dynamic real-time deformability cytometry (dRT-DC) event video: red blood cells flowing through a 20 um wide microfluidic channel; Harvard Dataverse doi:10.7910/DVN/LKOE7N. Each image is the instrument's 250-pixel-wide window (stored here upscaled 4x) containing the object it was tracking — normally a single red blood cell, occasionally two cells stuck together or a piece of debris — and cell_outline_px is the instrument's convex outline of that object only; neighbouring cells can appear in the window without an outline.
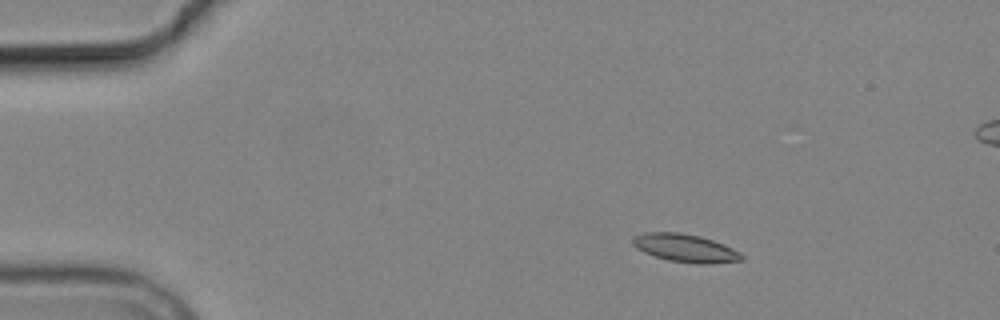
{"species": "common noctule bat (a hibernating species)", "species_latin": "Nyctalus noctula", "temperature_condition": "cold", "stored_images_in_passage": 5, "camera_frame_rate_fps": 3000, "um_per_image_px": 0.085, "animal": {"sex": "male", "body_mass_g": 19.2, "forearm_length_mm": 51.8}, "frame": {"image": 1, "passage_image": 3, "time_ms": 3.0, "image_size_px": [1000, 320], "cell_outline_px": [[744, 260], [708, 264], [696, 264], [668, 260], [644, 252], [636, 248], [632, 244], [632, 236], [640, 232], [680, 232], [700, 236], [724, 244], [740, 252], [744, 256]], "centroid_in_image_um": [58.23, 21.08], "position_along_channel_um": 26.8, "area_um2": 17.98}}
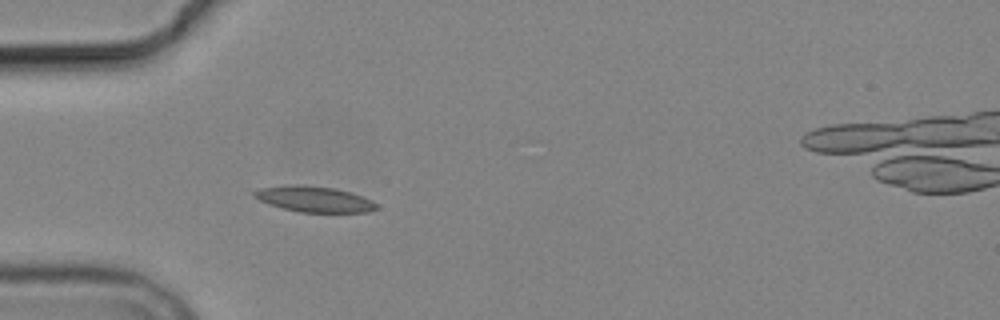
{"frame": {"image": 2, "passage_image": 5, "time_ms": 5.667, "image_size_px": [1000, 320], "cell_outline_px": [[376, 208], [368, 212], [300, 212], [268, 204], [252, 196], [252, 192], [260, 188], [292, 184], [296, 184], [332, 188], [348, 192], [372, 200], [376, 204]], "centroid_in_image_um": [26.65, 16.92], "position_along_channel_um": 58.4, "area_um2": 18.03}}